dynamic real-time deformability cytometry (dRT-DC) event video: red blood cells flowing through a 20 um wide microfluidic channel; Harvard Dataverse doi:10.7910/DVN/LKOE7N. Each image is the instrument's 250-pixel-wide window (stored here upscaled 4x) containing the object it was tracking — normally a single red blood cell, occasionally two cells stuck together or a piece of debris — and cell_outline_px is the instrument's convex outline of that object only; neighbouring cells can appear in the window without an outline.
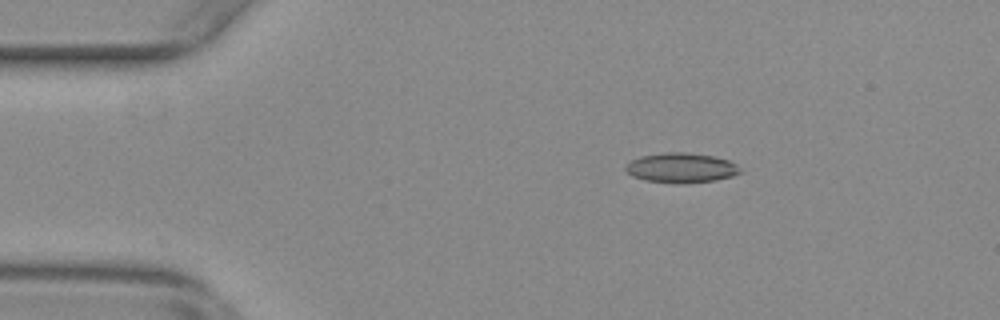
{"species": "common noctule bat (a hibernating species)", "species_latin": "Nyctalus noctula", "temperature_condition": "warm", "stored_images_in_passage": 26, "camera_frame_rate_fps": 3000, "um_per_image_px": 0.085, "animal": {"sex": "female", "body_mass_g": 29.2, "forearm_length_mm": 56.3}, "frame": {"image": 1, "passage_image": 9, "time_ms": 2.667, "image_size_px": [1000, 320], "cell_outline_px": [[740, 172], [732, 176], [716, 180], [684, 184], [680, 184], [644, 180], [632, 176], [624, 168], [624, 164], [640, 156], [668, 152], [688, 152], [712, 156], [728, 160], [736, 164]], "centroid_in_image_um": [57.86, 14.27], "position_along_channel_um": 27.1, "area_um2": 19.94}}
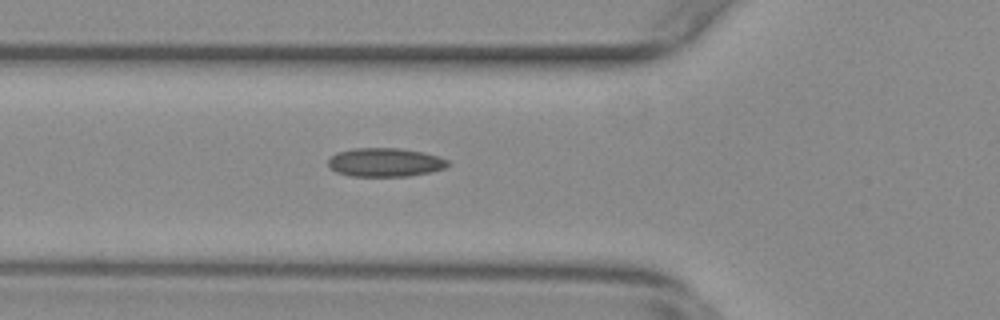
{"frame": {"image": 2, "passage_image": 19, "time_ms": 6.0, "image_size_px": [1000, 320], "cell_outline_px": [[452, 164], [444, 168], [432, 172], [408, 176], [348, 176], [336, 172], [328, 164], [328, 160], [336, 152], [352, 148], [400, 148], [424, 152], [440, 156], [448, 160]], "centroid_in_image_um": [32.77, 13.79], "position_along_channel_um": 93.0, "area_um2": 20.29}}
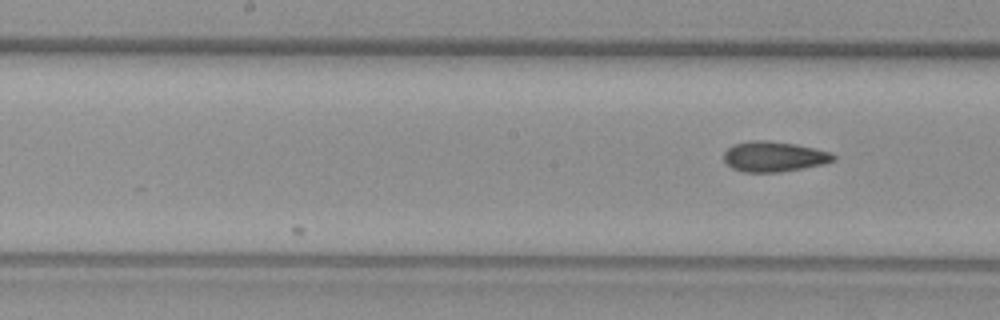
{"frame": {"image": 3, "passage_image": 26, "time_ms": 8.333, "image_size_px": [1000, 320], "cell_outline_px": [[836, 160], [824, 164], [780, 172], [744, 172], [732, 168], [724, 160], [724, 152], [732, 144], [752, 140], [768, 140], [796, 144], [816, 148], [828, 152], [836, 156]], "centroid_in_image_um": [65.78, 13.3], "position_along_channel_um": 182.4, "area_um2": 19.42}}